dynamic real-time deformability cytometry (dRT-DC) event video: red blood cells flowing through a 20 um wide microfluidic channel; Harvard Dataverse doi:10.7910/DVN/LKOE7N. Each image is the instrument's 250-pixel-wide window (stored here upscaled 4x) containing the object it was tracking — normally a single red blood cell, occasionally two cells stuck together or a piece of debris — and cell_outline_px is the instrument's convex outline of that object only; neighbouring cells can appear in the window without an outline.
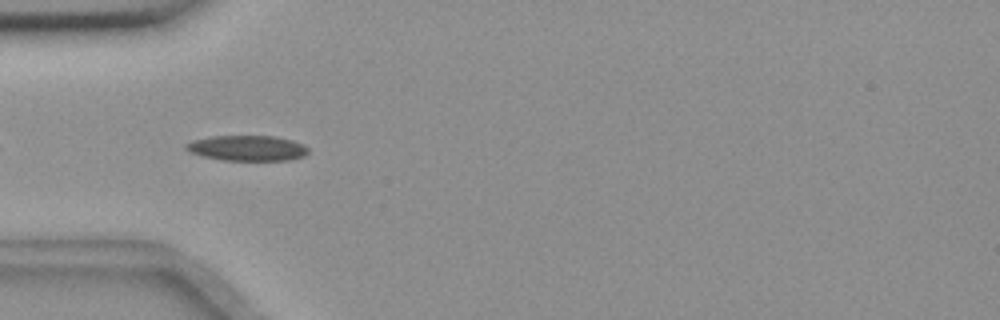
{"species": "common noctule bat (a hibernating species)", "species_latin": "Nyctalus noctula", "temperature_condition": "room temperature", "stored_images_in_passage": 42, "camera_frame_rate_fps": 3000, "um_per_image_px": 0.085, "animal": {"sex": "female", "body_mass_g": 18.4}, "frame": {"image": 1, "passage_image": 4, "time_ms": 1.0, "image_size_px": [1000, 320], "cell_outline_px": [[308, 152], [304, 156], [288, 160], [224, 160], [204, 156], [192, 152], [184, 148], [184, 144], [192, 140], [212, 136], [272, 136], [292, 140], [304, 144], [308, 148]], "centroid_in_image_um": [21.03, 12.58], "position_along_channel_um": 64.0, "area_um2": 17.98}}
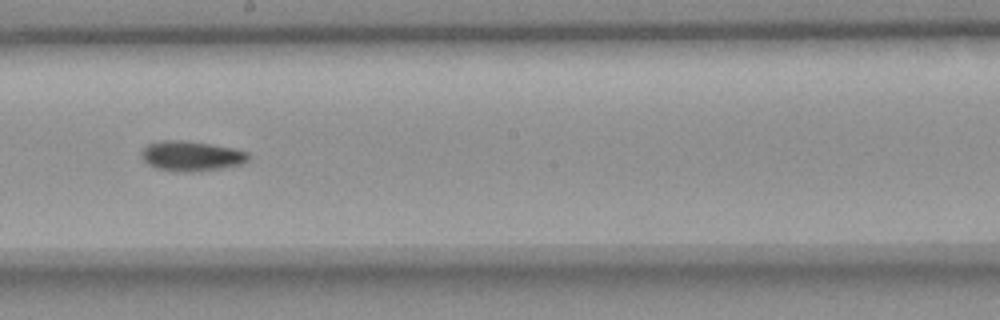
{"frame": {"image": 2, "passage_image": 18, "time_ms": 5.667, "image_size_px": [1000, 320], "cell_outline_px": [[248, 160], [244, 164], [220, 168], [188, 172], [172, 172], [156, 168], [148, 164], [140, 156], [140, 152], [148, 144], [160, 140], [184, 140], [236, 148], [248, 152]], "centroid_in_image_um": [16.25, 13.26], "position_along_channel_um": 232.0, "area_um2": 18.9}}
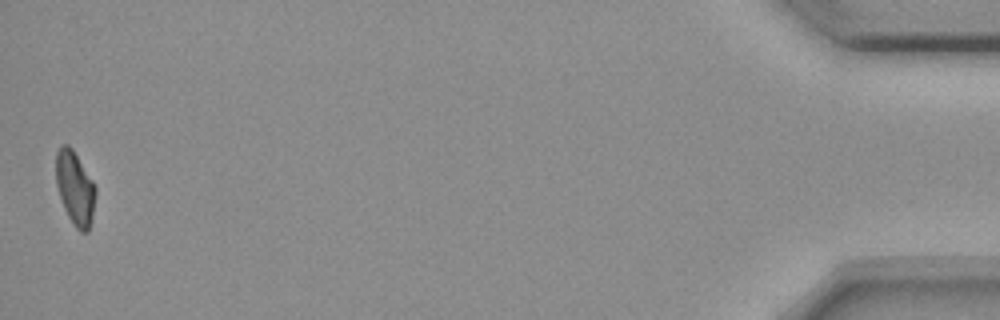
{"frame": {"image": 3, "passage_image": 42, "time_ms": 13.667, "image_size_px": [1000, 320], "cell_outline_px": [[96, 192], [92, 216], [88, 232], [80, 232], [76, 228], [68, 216], [64, 208], [56, 184], [56, 152], [60, 144], [68, 144], [72, 148], [92, 180], [96, 188]], "centroid_in_image_um": [6.36, 15.97], "position_along_channel_um": 428.8, "area_um2": 16.88}, "authors_computed_cell_mechanics": {"area_um2": 17.8602, "velocity_mm_per_s": 3.6403, "shape_relaxation_time_tau1_ms": null, "shape_relaxation_time_tau2_ms": 5.726, "deformation_change_tau1": null, "deformation_change_tau2": 0.1032}}